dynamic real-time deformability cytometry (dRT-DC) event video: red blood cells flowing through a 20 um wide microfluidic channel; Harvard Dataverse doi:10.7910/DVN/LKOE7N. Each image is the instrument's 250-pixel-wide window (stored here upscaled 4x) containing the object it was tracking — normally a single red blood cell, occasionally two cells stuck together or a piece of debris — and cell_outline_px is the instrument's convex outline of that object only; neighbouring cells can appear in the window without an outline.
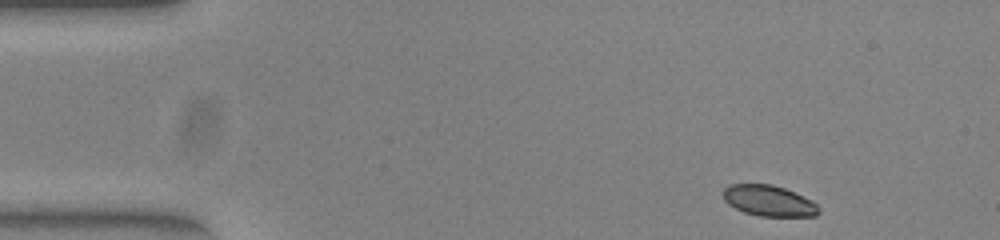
{"species": "common noctule bat (a hibernating species)", "species_latin": "Nyctalus noctula", "temperature_condition": "warm", "stored_images_in_passage": 47, "camera_frame_rate_fps": 3000, "um_per_image_px": 0.085, "animal": {"sex": "female", "body_mass_g": 23.0, "forearm_length_mm": 53.4}, "frame": {"image": 1, "passage_image": 1, "time_ms": 0.0, "image_size_px": [1000, 240], "cell_outline_px": [[820, 212], [816, 216], [760, 216], [744, 212], [728, 204], [724, 200], [724, 188], [728, 184], [772, 184], [784, 188], [812, 200], [820, 208]], "centroid_in_image_um": [65.36, 17.06], "position_along_channel_um": 19.6, "area_um2": 17.17}}
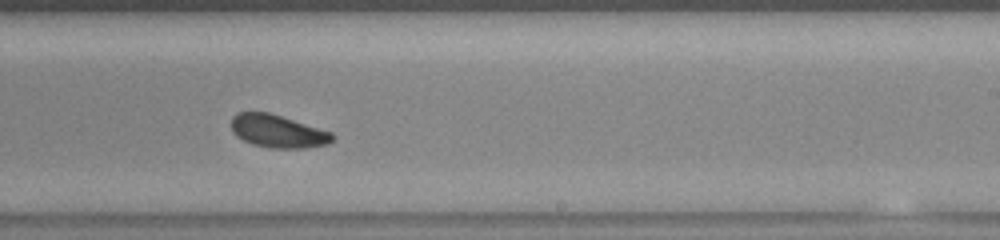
{"frame": {"image": 2, "passage_image": 27, "time_ms": 8.667, "image_size_px": [1000, 240], "cell_outline_px": [[336, 136], [328, 144], [304, 148], [272, 148], [252, 144], [236, 136], [232, 132], [232, 116], [236, 112], [268, 112], [332, 132]], "centroid_in_image_um": [23.61, 11.15], "position_along_channel_um": 265.4, "area_um2": 19.31}}
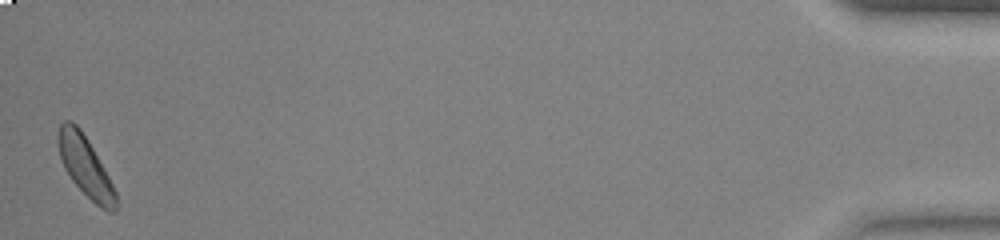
{"frame": {"image": 3, "passage_image": 47, "time_ms": 15.333, "image_size_px": [1000, 240], "cell_outline_px": [[116, 212], [108, 212], [100, 208], [72, 180], [64, 168], [60, 156], [56, 136], [60, 124], [64, 120], [72, 120], [80, 128], [88, 140], [104, 168], [116, 192]], "centroid_in_image_um": [7.23, 14.11], "position_along_channel_um": 428.0, "area_um2": 20.06}, "authors_computed_cell_mechanics": {"area_um2": 19.4786, "velocity_mm_per_s": 3.8907, "shape_relaxation_time_tau1_ms": 4.7076, "shape_relaxation_time_tau2_ms": null, "deformation_change_tau1": 0.1486, "deformation_change_tau2": null}}